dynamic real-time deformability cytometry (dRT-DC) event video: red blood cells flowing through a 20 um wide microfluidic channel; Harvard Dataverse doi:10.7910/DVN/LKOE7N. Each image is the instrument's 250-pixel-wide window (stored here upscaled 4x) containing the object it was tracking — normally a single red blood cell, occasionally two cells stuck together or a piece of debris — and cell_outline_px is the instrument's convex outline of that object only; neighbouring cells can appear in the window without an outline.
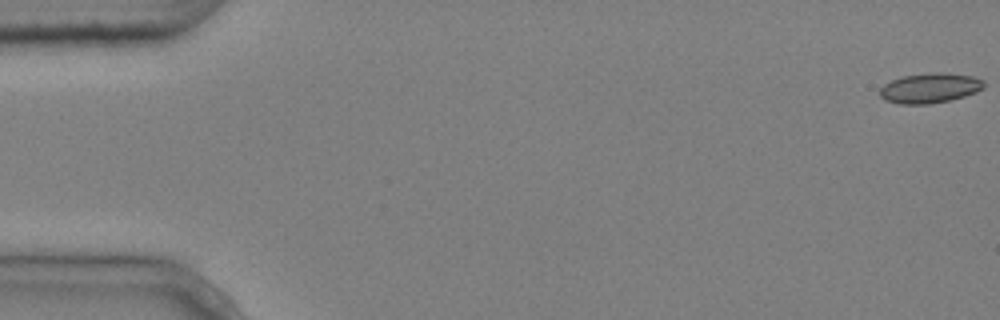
{"species": "common noctule bat (a hibernating species)", "species_latin": "Nyctalus noctula", "temperature_condition": "cold", "stored_images_in_passage": 5, "camera_frame_rate_fps": 3000, "um_per_image_px": 0.085, "animal": {"sex": "male", "body_mass_g": 20.4}, "frame": {"image": 1, "passage_image": 1, "time_ms": 0.0, "image_size_px": [1000, 320], "cell_outline_px": [[984, 88], [976, 92], [964, 96], [948, 100], [928, 104], [900, 104], [884, 100], [880, 96], [880, 88], [884, 84], [892, 80], [904, 76], [932, 72], [940, 72], [972, 76], [984, 80]], "centroid_in_image_um": [79.03, 7.48], "position_along_channel_um": 6.0, "area_um2": 18.09}}
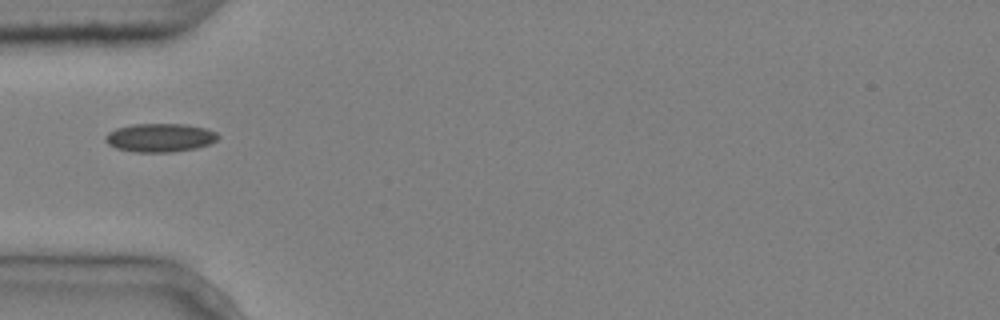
{"frame": {"image": 2, "passage_image": 5, "time_ms": 1.333, "image_size_px": [1000, 320], "cell_outline_px": [[220, 136], [216, 140], [208, 144], [196, 148], [172, 152], [136, 152], [116, 148], [108, 144], [104, 140], [104, 136], [108, 132], [116, 128], [132, 124], [184, 124], [204, 128], [216, 132]], "centroid_in_image_um": [13.56, 11.7], "position_along_channel_um": 71.4, "area_um2": 18.73}}